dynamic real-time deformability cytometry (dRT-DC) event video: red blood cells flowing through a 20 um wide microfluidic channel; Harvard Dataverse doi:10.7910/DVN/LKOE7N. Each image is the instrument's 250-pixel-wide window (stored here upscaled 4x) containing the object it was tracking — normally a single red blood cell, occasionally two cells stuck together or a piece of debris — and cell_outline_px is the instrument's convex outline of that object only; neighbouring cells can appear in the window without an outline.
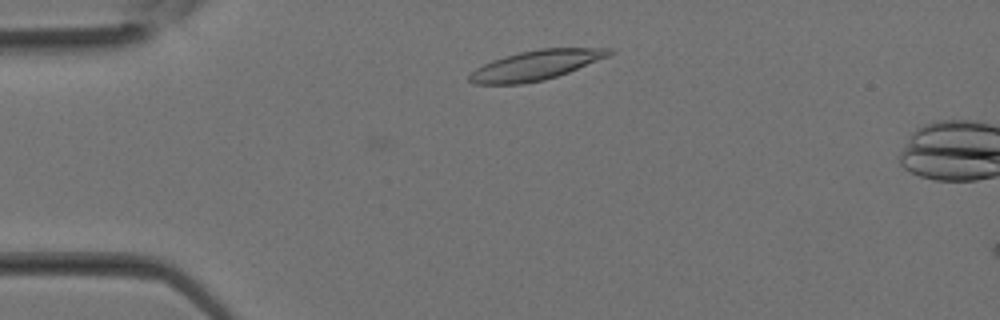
{"species": "Egyptian fruit bat (a non-hibernating species)", "species_latin": "Rousettus aegyptiacus", "temperature_condition": "room temperature", "stored_images_in_passage": 4, "camera_frame_rate_fps": 3000, "um_per_image_px": 0.085, "animal": {"sex": "female"}, "frame": {"image": 1, "passage_image": 4, "time_ms": 1.0, "image_size_px": [1000, 320], "cell_outline_px": [[616, 52], [608, 56], [568, 72], [544, 80], [524, 84], [472, 84], [468, 80], [468, 76], [476, 68], [492, 60], [504, 56], [520, 52], [540, 48], [612, 48]], "centroid_in_image_um": [45.53, 5.54], "position_along_channel_um": 39.5, "area_um2": 24.1}}